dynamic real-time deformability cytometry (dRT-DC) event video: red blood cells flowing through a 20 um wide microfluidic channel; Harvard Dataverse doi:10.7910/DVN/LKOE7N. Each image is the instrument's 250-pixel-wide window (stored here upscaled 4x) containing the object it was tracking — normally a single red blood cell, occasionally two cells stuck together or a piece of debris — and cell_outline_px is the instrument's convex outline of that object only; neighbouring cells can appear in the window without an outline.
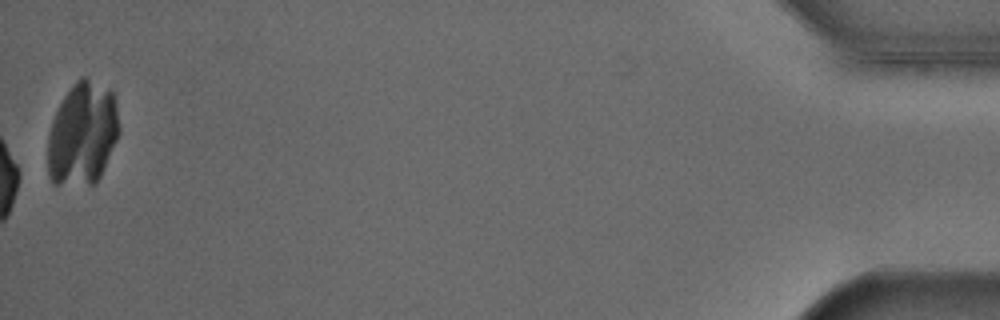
{"species": "Egyptian fruit bat (a non-hibernating species)", "species_latin": "Rousettus aegyptiacus", "temperature_condition": "cold", "stored_images_in_passage": 54, "segment_of_instrument_passage": [2, 2], "camera_frame_rate_fps": 3000, "um_per_image_px": 0.085, "animal": {"sex": "male"}, "frame": {"image": 1, "passage_image": 54, "time_ms": 17.667, "image_size_px": [1000, 320], "cell_outline_px": [[120, 132], [100, 176], [92, 184], [52, 184], [48, 172], [48, 136], [52, 120], [64, 96], [76, 80], [80, 76], [88, 76], [108, 88], [112, 92], [116, 100], [120, 128]], "centroid_in_image_um": [7.02, 11.33], "position_along_channel_um": 428.2, "area_um2": 43.12}}